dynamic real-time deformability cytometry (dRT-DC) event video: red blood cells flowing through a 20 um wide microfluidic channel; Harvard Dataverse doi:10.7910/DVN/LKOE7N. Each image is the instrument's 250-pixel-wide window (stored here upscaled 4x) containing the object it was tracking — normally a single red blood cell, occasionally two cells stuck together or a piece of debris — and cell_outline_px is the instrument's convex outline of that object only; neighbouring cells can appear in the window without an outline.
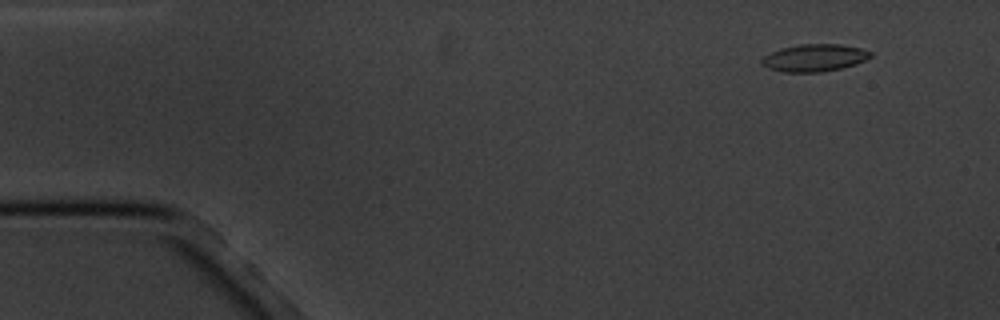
{"species": "common noctule bat (a hibernating species)", "species_latin": "Nyctalus noctula", "temperature_condition": "cold", "stored_images_in_passage": 5, "camera_frame_rate_fps": 3000, "um_per_image_px": 0.085, "animal": {"sex": "male", "body_mass_g": 20.1, "forearm_length_mm": 53.5}, "frame": {"image": 1, "passage_image": 2, "time_ms": 1.0, "image_size_px": [1000, 320], "cell_outline_px": [[872, 56], [856, 64], [840, 68], [820, 72], [784, 72], [768, 68], [760, 64], [760, 60], [764, 56], [780, 48], [800, 44], [840, 44], [860, 48], [872, 52]], "centroid_in_image_um": [69.2, 4.91], "position_along_channel_um": 15.8, "area_um2": 17.28}}
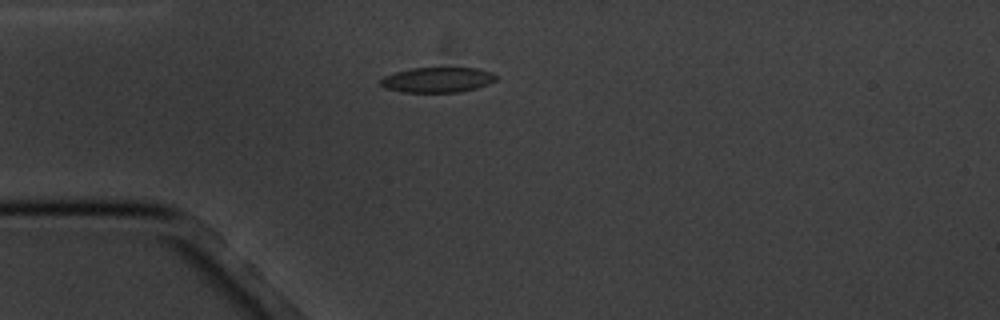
{"frame": {"image": 2, "passage_image": 4, "time_ms": 4.333, "image_size_px": [1000, 320], "cell_outline_px": [[500, 76], [496, 80], [488, 84], [476, 88], [460, 92], [404, 92], [384, 88], [380, 84], [380, 80], [384, 76], [396, 72], [412, 68], [480, 68], [492, 72]], "centroid_in_image_um": [37.23, 6.78], "position_along_channel_um": 47.8, "area_um2": 17.05}}